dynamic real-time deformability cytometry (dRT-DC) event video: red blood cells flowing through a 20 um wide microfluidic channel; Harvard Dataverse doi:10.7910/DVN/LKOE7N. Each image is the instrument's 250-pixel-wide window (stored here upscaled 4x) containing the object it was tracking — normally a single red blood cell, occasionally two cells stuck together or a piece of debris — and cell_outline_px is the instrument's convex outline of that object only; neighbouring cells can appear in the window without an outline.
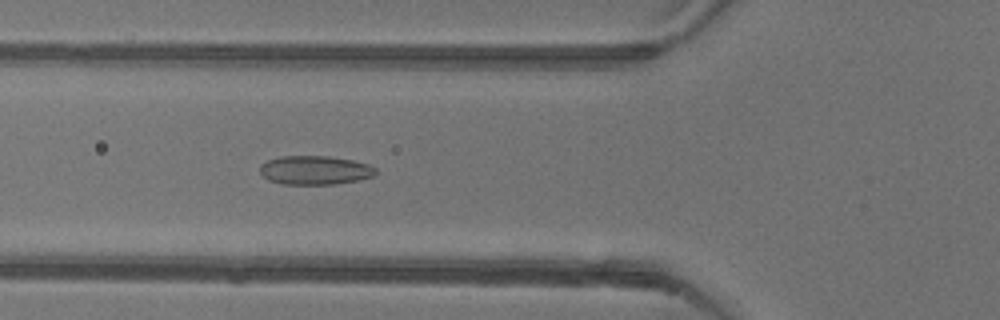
{"species": "common noctule bat (a hibernating species)", "species_latin": "Nyctalus noctula", "temperature_condition": "warm", "stored_images_in_passage": 51, "camera_frame_rate_fps": 3000, "um_per_image_px": 0.085, "animal": {"sex": "female"}, "frame": {"image": 1, "passage_image": 18, "time_ms": 5.667, "image_size_px": [1000, 320], "cell_outline_px": [[376, 172], [372, 176], [360, 180], [336, 184], [280, 184], [268, 180], [260, 172], [260, 164], [268, 160], [280, 156], [328, 156], [352, 160], [368, 164], [376, 168]], "centroid_in_image_um": [26.75, 14.47], "position_along_channel_um": 99.0, "area_um2": 19.54}}
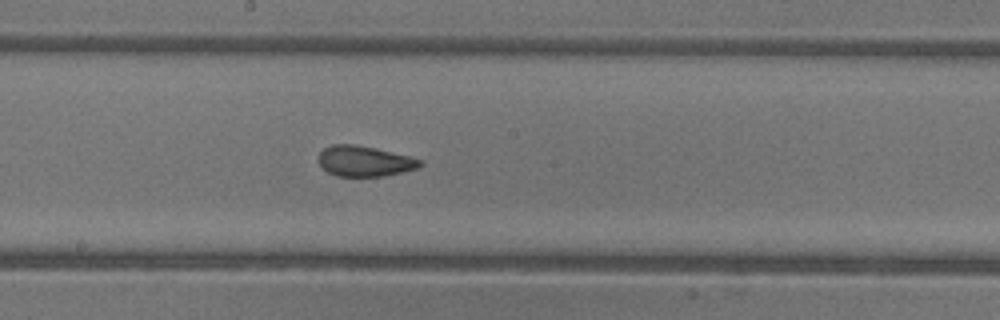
{"frame": {"image": 2, "passage_image": 27, "time_ms": 8.667, "image_size_px": [1000, 320], "cell_outline_px": [[424, 164], [416, 168], [384, 176], [336, 176], [328, 172], [320, 164], [316, 156], [324, 148], [332, 144], [352, 144], [376, 148], [424, 160]], "centroid_in_image_um": [30.96, 13.69], "position_along_channel_um": 217.2, "area_um2": 18.03}}
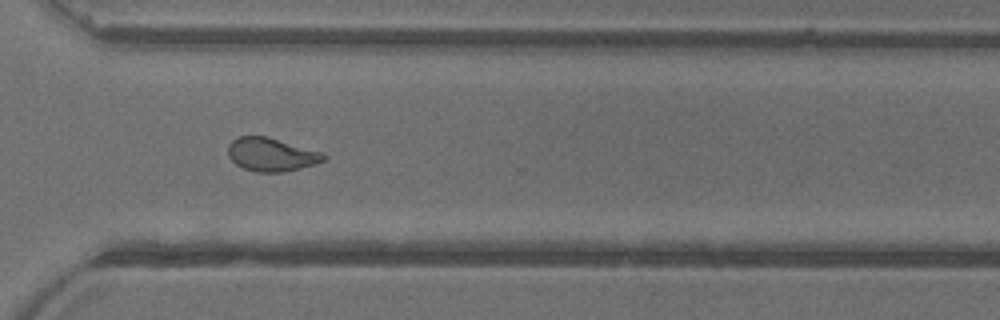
{"frame": {"image": 3, "passage_image": 37, "time_ms": 12.0, "image_size_px": [1000, 320], "cell_outline_px": [[328, 156], [324, 160], [316, 164], [284, 172], [256, 172], [244, 168], [236, 164], [228, 156], [228, 144], [232, 140], [240, 136], [268, 136], [324, 152]], "centroid_in_image_um": [23.1, 13.13], "position_along_channel_um": 347.5, "area_um2": 18.84}, "authors_computed_cell_mechanics": {"area_um2": 19.5364, "velocity_mm_per_s": 3.9217, "shape_relaxation_time_tau1_ms": null, "shape_relaxation_time_tau2_ms": 1.343, "deformation_change_tau1": null, "deformation_change_tau2": 0.0731}}